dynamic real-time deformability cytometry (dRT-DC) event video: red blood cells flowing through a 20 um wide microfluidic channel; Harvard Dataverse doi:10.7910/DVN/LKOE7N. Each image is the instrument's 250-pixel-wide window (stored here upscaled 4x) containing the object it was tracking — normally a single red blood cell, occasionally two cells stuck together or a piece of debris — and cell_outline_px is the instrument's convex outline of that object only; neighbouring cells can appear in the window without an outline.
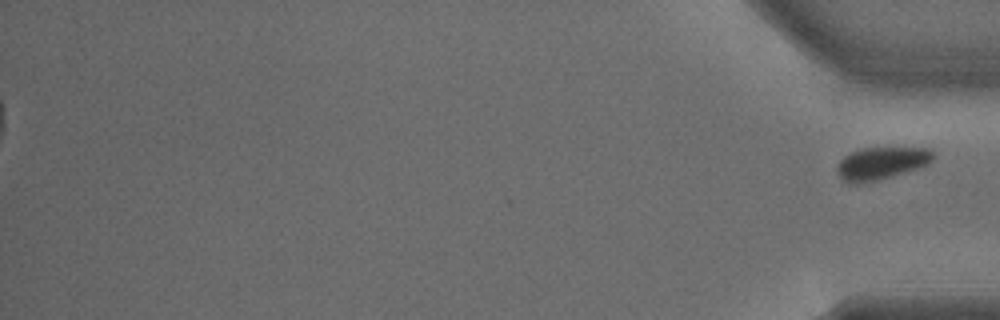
{"species": "common noctule bat (a hibernating species)", "species_latin": "Nyctalus noctula", "temperature_condition": "warm", "stored_images_in_passage": 34, "segment_of_instrument_passage": [2, 2], "camera_frame_rate_fps": 3000, "um_per_image_px": 0.085, "animal": {"sex": "male", "body_mass_g": 15.6}, "frame": {"image": 1, "passage_image": 34, "time_ms": 11.0, "image_size_px": [1000, 320], "cell_outline_px": [[936, 156], [928, 164], [920, 168], [876, 180], [852, 184], [848, 184], [840, 176], [836, 168], [836, 164], [844, 156], [860, 148], [932, 148]], "centroid_in_image_um": [74.94, 13.86], "position_along_channel_um": 360.3, "area_um2": 18.21}}